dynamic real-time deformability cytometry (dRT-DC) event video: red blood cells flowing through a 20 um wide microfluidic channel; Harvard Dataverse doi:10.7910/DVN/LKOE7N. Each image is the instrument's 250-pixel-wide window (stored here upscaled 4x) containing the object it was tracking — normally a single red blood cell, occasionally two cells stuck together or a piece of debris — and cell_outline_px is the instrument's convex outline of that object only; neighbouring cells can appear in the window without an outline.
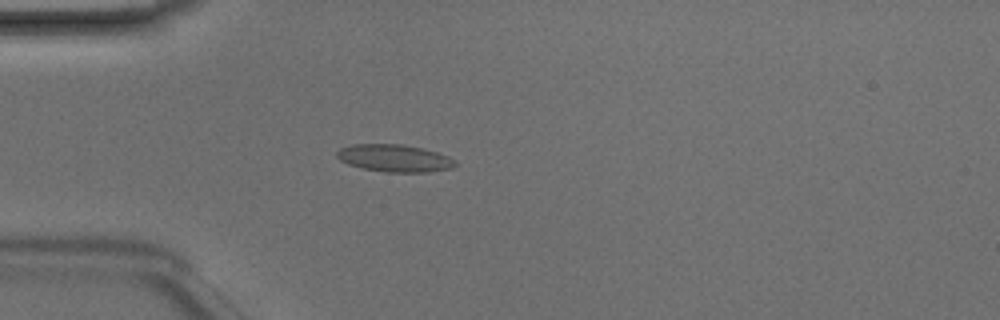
{"species": "Egyptian fruit bat (a non-hibernating species)", "species_latin": "Rousettus aegyptiacus", "temperature_condition": "room temperature", "stored_images_in_passage": 41, "camera_frame_rate_fps": 3000, "um_per_image_px": 0.085, "animal": {"sex": "male"}, "frame": {"image": 1, "passage_image": 7, "time_ms": 2.0, "image_size_px": [1000, 320], "cell_outline_px": [[456, 164], [452, 168], [428, 172], [388, 172], [364, 168], [348, 164], [340, 160], [336, 156], [336, 152], [340, 148], [352, 144], [400, 144], [424, 148], [448, 156], [456, 160]], "centroid_in_image_um": [33.53, 13.44], "position_along_channel_um": 51.5, "area_um2": 18.84}}
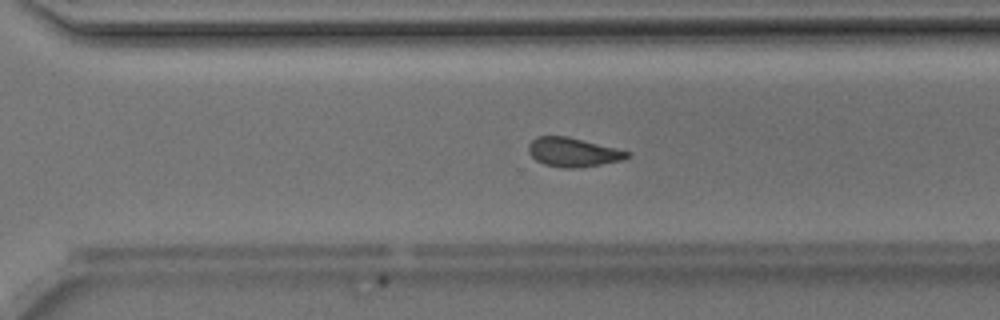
{"frame": {"image": 2, "passage_image": 27, "time_ms": 8.667, "image_size_px": [1000, 320], "cell_outline_px": [[632, 156], [624, 160], [580, 168], [564, 168], [544, 164], [536, 160], [528, 152], [528, 144], [536, 136], [564, 136], [616, 148], [632, 152]], "centroid_in_image_um": [48.73, 12.95], "position_along_channel_um": 321.9, "area_um2": 16.76}}
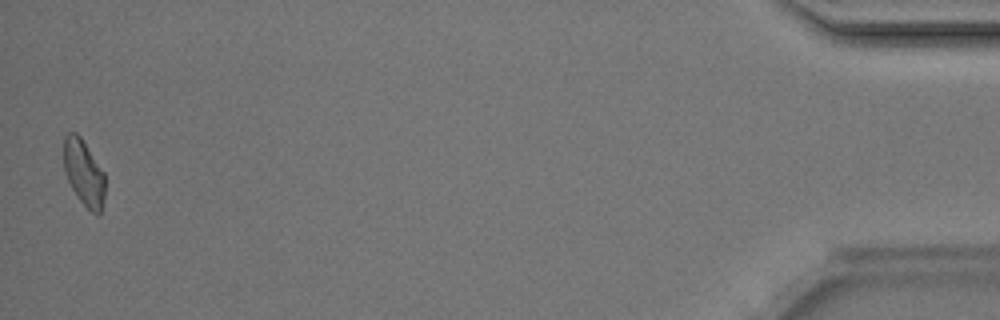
{"frame": {"image": 3, "passage_image": 41, "time_ms": 13.333, "image_size_px": [1000, 320], "cell_outline_px": [[104, 196], [100, 216], [96, 216], [76, 196], [68, 180], [64, 168], [64, 136], [68, 132], [76, 132], [80, 136], [104, 172]], "centroid_in_image_um": [7.12, 14.69], "position_along_channel_um": 428.1, "area_um2": 15.78}, "authors_computed_cell_mechanics": {"area_um2": 17.5134, "velocity_mm_per_s": 4.2164, "shape_relaxation_time_tau1_ms": 4.0254, "shape_relaxation_time_tau2_ms": 1.6484, "deformation_change_tau1": 0.0851, "deformation_change_tau2": 0.0731}}